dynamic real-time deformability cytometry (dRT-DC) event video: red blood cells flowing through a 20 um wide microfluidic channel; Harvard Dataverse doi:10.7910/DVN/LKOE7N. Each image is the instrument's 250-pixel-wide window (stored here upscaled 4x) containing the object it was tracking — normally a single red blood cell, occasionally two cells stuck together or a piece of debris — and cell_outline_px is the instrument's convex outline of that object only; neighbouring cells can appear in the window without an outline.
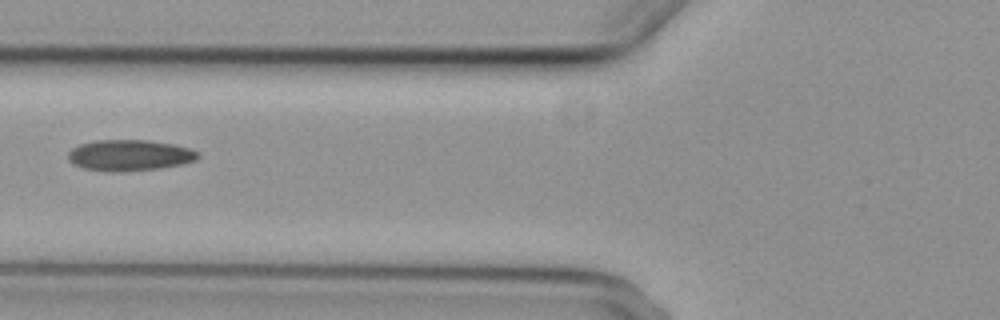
{"species": "common noctule bat (a hibernating species)", "species_latin": "Nyctalus noctula", "temperature_condition": "cold", "stored_images_in_passage": 3, "camera_frame_rate_fps": 3000, "um_per_image_px": 0.085, "animal": {"sex": "female", "body_mass_g": 29.2, "forearm_length_mm": 56.3}, "frame": {"image": 1, "passage_image": 3, "time_ms": 2.333, "image_size_px": [1000, 320], "cell_outline_px": [[200, 156], [196, 160], [180, 164], [160, 168], [112, 172], [84, 168], [72, 164], [68, 160], [68, 152], [72, 148], [80, 144], [96, 140], [148, 140], [176, 144], [200, 152]], "centroid_in_image_um": [11.01, 13.19], "position_along_channel_um": 114.8, "area_um2": 23.52}}